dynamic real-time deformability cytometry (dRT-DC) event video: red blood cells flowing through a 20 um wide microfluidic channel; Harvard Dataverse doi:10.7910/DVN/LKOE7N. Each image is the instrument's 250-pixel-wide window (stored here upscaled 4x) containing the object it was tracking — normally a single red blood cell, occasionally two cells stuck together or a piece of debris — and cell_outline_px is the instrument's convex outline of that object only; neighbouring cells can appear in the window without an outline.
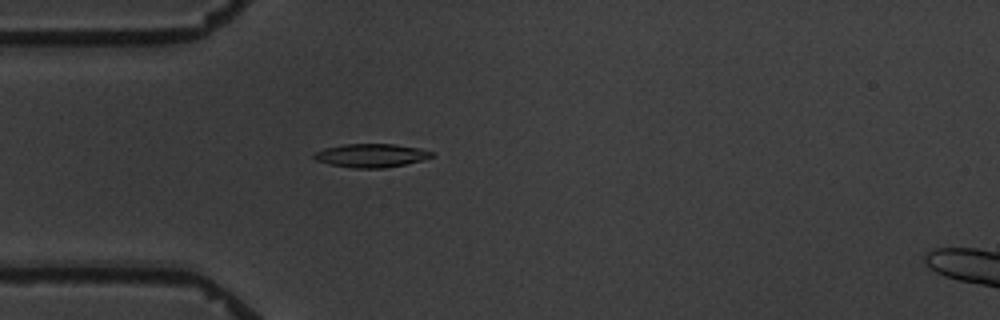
{"species": "common noctule bat (a hibernating species)", "species_latin": "Nyctalus noctula", "temperature_condition": "warm", "stored_images_in_passage": 1, "camera_frame_rate_fps": 3000, "um_per_image_px": 0.085, "animal": {"sex": "male", "body_mass_g": 19.5, "forearm_length_mm": 54.6}, "frame": {"image": 1, "passage_image": 1, "time_ms": 0.0, "image_size_px": [1000, 320], "cell_outline_px": [[432, 156], [424, 160], [384, 168], [352, 168], [328, 164], [316, 160], [312, 156], [316, 152], [324, 148], [344, 144], [396, 144], [420, 148], [432, 152]], "centroid_in_image_um": [31.53, 13.21], "position_along_channel_um": 53.5, "area_um2": 16.13}}